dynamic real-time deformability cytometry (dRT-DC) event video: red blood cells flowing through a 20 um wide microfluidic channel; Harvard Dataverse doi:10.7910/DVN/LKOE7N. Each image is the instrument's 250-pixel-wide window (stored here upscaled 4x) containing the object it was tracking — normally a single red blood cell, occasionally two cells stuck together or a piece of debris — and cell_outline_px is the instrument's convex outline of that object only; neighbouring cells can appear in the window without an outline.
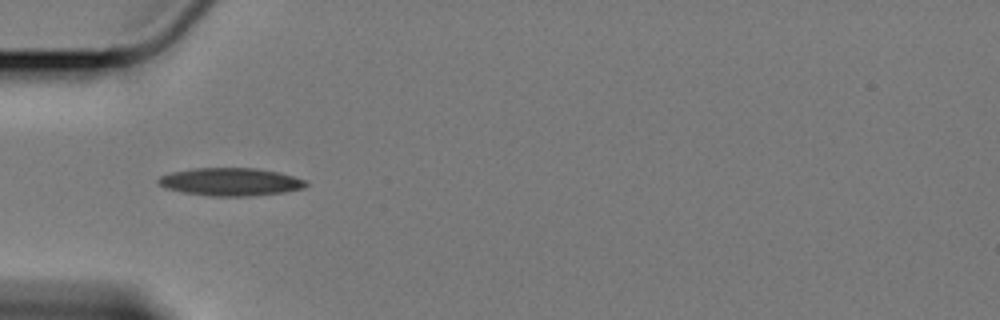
{"species": "Egyptian fruit bat (a non-hibernating species)", "species_latin": "Rousettus aegyptiacus", "temperature_condition": "cold", "stored_images_in_passage": 19, "camera_frame_rate_fps": 3000, "um_per_image_px": 0.085, "animal": {"sex": "female"}, "frame": {"image": 1, "passage_image": 4, "time_ms": 1.0, "image_size_px": [1000, 320], "cell_outline_px": [[308, 184], [304, 188], [284, 192], [252, 196], [208, 196], [184, 192], [164, 188], [156, 184], [156, 180], [160, 176], [168, 172], [192, 168], [256, 168], [280, 172], [304, 180]], "centroid_in_image_um": [19.53, 15.45], "position_along_channel_um": 65.5, "area_um2": 24.22}}
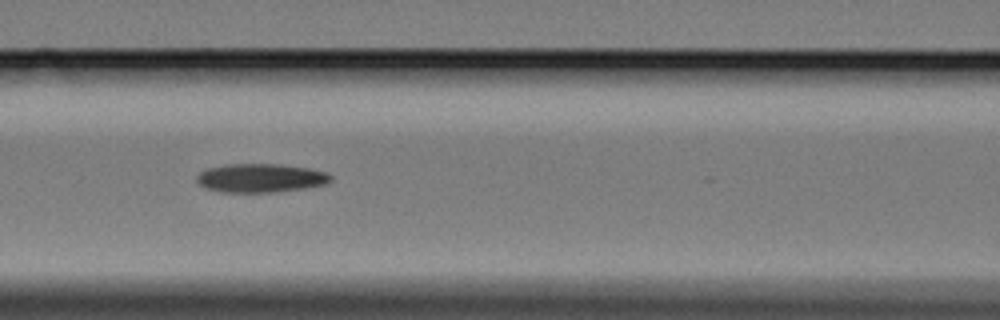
{"frame": {"image": 2, "passage_image": 11, "time_ms": 3.333, "image_size_px": [1000, 320], "cell_outline_px": [[332, 180], [328, 184], [304, 188], [276, 192], [224, 192], [208, 188], [200, 184], [196, 180], [196, 176], [204, 168], [224, 164], [280, 164], [308, 168], [324, 172], [332, 176]], "centroid_in_image_um": [22.15, 15.12], "position_along_channel_um": 144.5, "area_um2": 22.48}}